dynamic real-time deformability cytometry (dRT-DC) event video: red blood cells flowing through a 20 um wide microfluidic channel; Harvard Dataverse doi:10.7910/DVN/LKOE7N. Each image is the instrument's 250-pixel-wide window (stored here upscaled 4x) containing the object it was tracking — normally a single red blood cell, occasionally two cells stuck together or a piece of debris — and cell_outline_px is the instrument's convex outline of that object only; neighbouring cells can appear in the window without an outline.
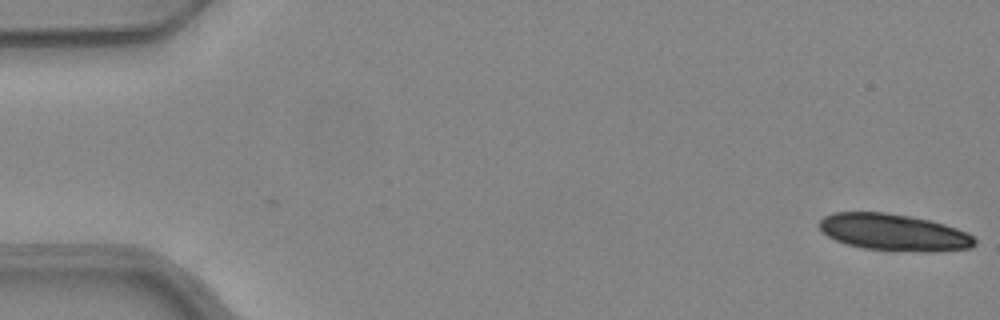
{"species": "common noctule bat (a hibernating species)", "species_latin": "Nyctalus noctula", "temperature_condition": "warm", "stored_images_in_passage": 22, "segment_of_instrument_passage": [1, 2], "camera_frame_rate_fps": 3000, "um_per_image_px": 0.085, "animal": {"sex": "female", "body_mass_g": 24.6, "forearm_length_mm": 56.2}, "frame": {"image": 1, "passage_image": 1, "time_ms": 0.0, "image_size_px": [1000, 320], "cell_outline_px": [[976, 244], [972, 248], [932, 252], [924, 252], [864, 248], [844, 244], [828, 236], [820, 228], [820, 220], [824, 216], [832, 212], [884, 212], [912, 216], [944, 224], [968, 232], [976, 240]], "centroid_in_image_um": [76.0, 19.75], "position_along_channel_um": 9.0, "area_um2": 33.35}}